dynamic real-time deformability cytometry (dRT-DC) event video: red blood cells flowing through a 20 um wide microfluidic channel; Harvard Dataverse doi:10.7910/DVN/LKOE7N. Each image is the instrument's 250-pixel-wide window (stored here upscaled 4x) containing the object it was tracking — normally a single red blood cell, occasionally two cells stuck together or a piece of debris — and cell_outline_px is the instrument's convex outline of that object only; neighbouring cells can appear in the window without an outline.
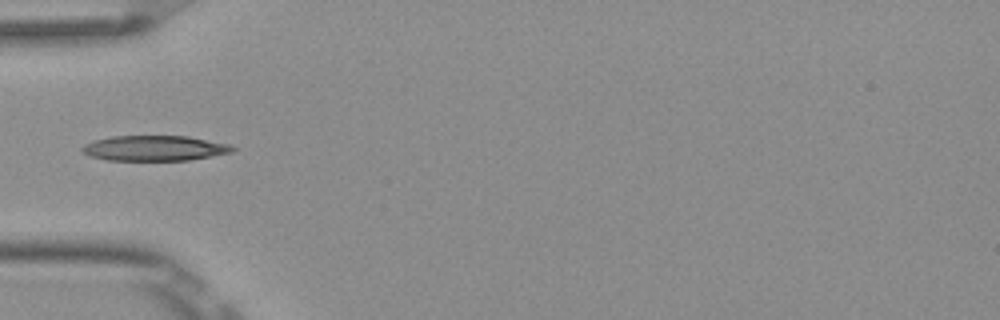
{"species": "Egyptian fruit bat (a non-hibernating species)", "species_latin": "Rousettus aegyptiacus", "temperature_condition": "room temperature", "stored_images_in_passage": 6, "camera_frame_rate_fps": 3000, "um_per_image_px": 0.085, "frame": {"image": 1, "passage_image": 5, "time_ms": 1.333, "image_size_px": [1000, 320], "cell_outline_px": [[236, 148], [232, 152], [212, 156], [188, 160], [108, 160], [88, 156], [80, 148], [84, 144], [92, 140], [112, 136], [188, 136], [232, 144]], "centroid_in_image_um": [13.14, 12.59], "position_along_channel_um": 71.9, "area_um2": 22.31}}
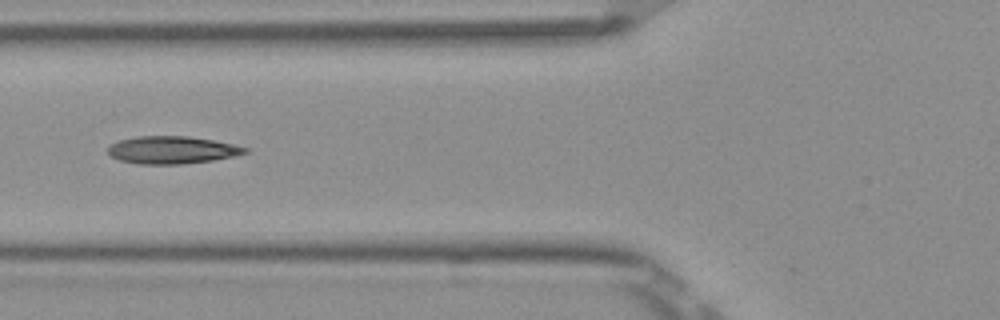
{"frame": {"image": 2, "passage_image": 6, "time_ms": 1.667, "image_size_px": [1000, 320], "cell_outline_px": [[248, 152], [236, 156], [212, 160], [184, 164], [136, 164], [120, 160], [112, 156], [108, 152], [108, 148], [112, 144], [120, 140], [136, 136], [188, 136], [212, 140], [232, 144], [248, 148]], "centroid_in_image_um": [14.63, 12.75], "position_along_channel_um": 111.2, "area_um2": 21.91}}